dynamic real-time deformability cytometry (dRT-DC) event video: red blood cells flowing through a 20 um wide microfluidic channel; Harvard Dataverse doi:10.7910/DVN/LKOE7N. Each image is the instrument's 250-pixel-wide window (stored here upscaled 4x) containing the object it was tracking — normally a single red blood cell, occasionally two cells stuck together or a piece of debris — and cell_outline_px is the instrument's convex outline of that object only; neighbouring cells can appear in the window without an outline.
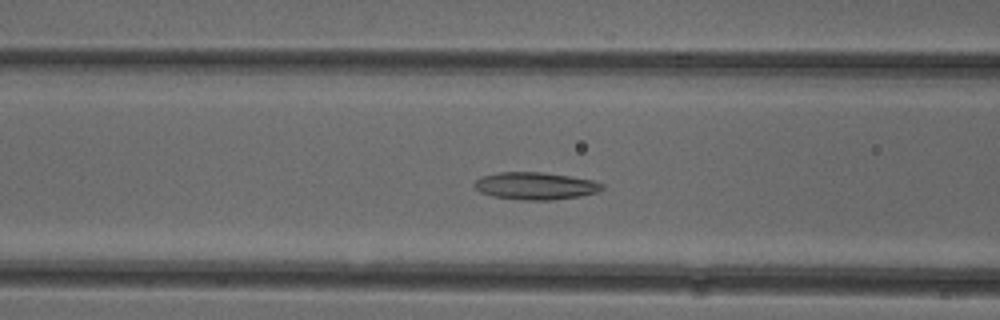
{"species": "common noctule bat (a hibernating species)", "species_latin": "Nyctalus noctula", "temperature_condition": "cold", "stored_images_in_passage": 51, "camera_frame_rate_fps": 3000, "um_per_image_px": 0.085, "animal": {"sex": "female"}, "frame": {"image": 1, "passage_image": 20, "time_ms": 6.333, "image_size_px": [1000, 320], "cell_outline_px": [[604, 188], [596, 192], [580, 196], [552, 200], [520, 200], [492, 196], [480, 192], [472, 184], [476, 180], [484, 176], [500, 172], [540, 172], [568, 176], [592, 180], [604, 184]], "centroid_in_image_um": [45.5, 15.81], "position_along_channel_um": 121.1, "area_um2": 20.23}}
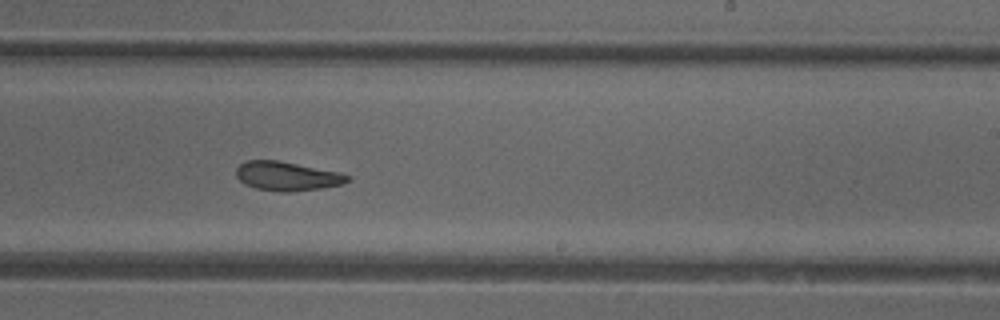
{"frame": {"image": 2, "passage_image": 31, "time_ms": 10.0, "image_size_px": [1000, 320], "cell_outline_px": [[352, 180], [340, 184], [320, 188], [288, 192], [280, 192], [256, 188], [244, 184], [236, 176], [236, 168], [244, 160], [276, 160], [340, 172], [352, 176]], "centroid_in_image_um": [24.39, 14.97], "position_along_channel_um": 264.6, "area_um2": 18.84}}
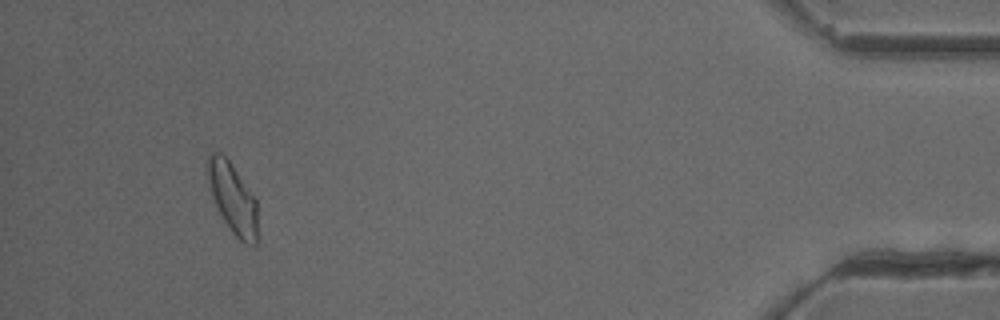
{"frame": {"image": 3, "passage_image": 48, "time_ms": 15.667, "image_size_px": [1000, 320], "cell_outline_px": [[256, 244], [244, 244], [232, 232], [216, 208], [212, 200], [208, 180], [208, 152], [220, 152], [228, 160], [256, 200]], "centroid_in_image_um": [19.74, 16.85], "position_along_channel_um": 415.5, "area_um2": 20.0}, "authors_computed_cell_mechanics": {"area_um2": 20.1722, "velocity_mm_per_s": 3.9094, "shape_relaxation_time_tau1_ms": null, "shape_relaxation_time_tau2_ms": 4.0034, "deformation_change_tau1": null, "deformation_change_tau2": 0.1123}}